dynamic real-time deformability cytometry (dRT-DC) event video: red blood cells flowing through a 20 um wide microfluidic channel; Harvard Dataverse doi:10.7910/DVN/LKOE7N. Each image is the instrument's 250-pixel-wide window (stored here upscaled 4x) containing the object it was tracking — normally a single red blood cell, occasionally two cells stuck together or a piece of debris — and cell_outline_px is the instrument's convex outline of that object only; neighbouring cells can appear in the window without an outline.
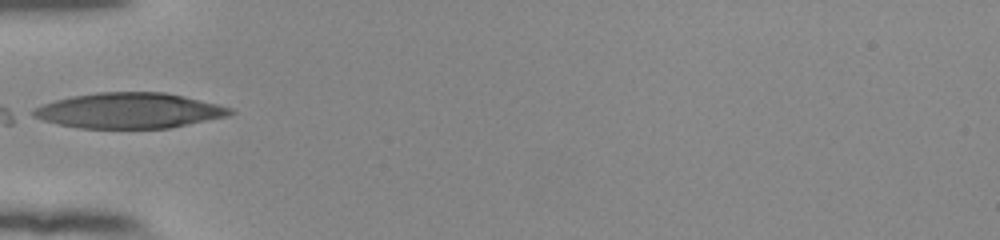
{"species": "human", "species_latin": "Homo sapiens", "temperature_condition": "room temperature", "stored_images_in_passage": 9, "camera_frame_rate_fps": 3000, "um_per_image_px": 0.085, "donor": {"sex": "female"}, "frame": {"image": 1, "passage_image": 1, "time_ms": 0.0, "image_size_px": [1000, 240], "cell_outline_px": [[236, 112], [228, 116], [168, 128], [80, 128], [60, 124], [44, 120], [32, 116], [32, 112], [36, 108], [44, 104], [56, 100], [72, 96], [96, 92], [164, 92], [184, 96], [232, 108]], "centroid_in_image_um": [11.01, 9.4], "position_along_channel_um": 74.0, "area_um2": 40.29}}
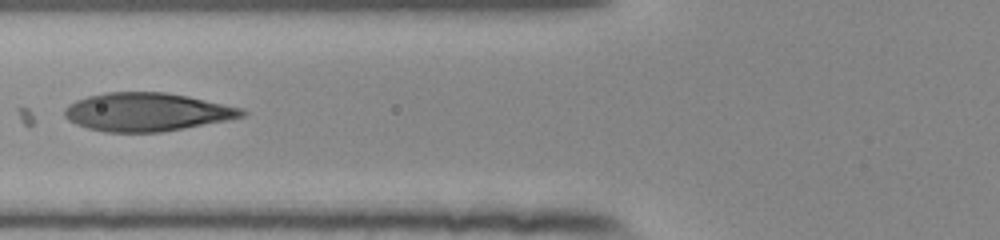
{"frame": {"image": 2, "passage_image": 4, "time_ms": 1.0, "image_size_px": [1000, 240], "cell_outline_px": [[248, 112], [244, 116], [228, 120], [184, 128], [160, 132], [104, 132], [88, 128], [76, 124], [68, 120], [64, 116], [64, 108], [68, 104], [76, 100], [88, 96], [108, 92], [164, 92], [188, 96], [244, 108]], "centroid_in_image_um": [12.49, 9.52], "position_along_channel_um": 113.3, "area_um2": 39.71}}
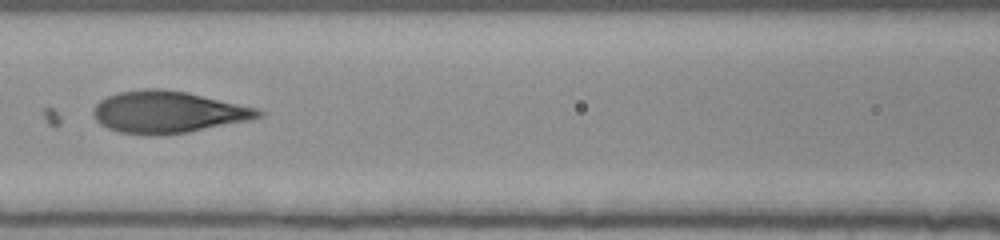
{"frame": {"image": 3, "passage_image": 7, "time_ms": 2.0, "image_size_px": [1000, 240], "cell_outline_px": [[264, 116], [248, 120], [188, 132], [160, 136], [148, 136], [120, 132], [108, 128], [100, 124], [96, 120], [92, 112], [96, 104], [100, 100], [108, 96], [120, 92], [144, 88], [160, 88], [188, 92], [256, 108], [264, 112]], "centroid_in_image_um": [14.25, 9.53], "position_along_channel_um": 152.4, "area_um2": 40.34}}